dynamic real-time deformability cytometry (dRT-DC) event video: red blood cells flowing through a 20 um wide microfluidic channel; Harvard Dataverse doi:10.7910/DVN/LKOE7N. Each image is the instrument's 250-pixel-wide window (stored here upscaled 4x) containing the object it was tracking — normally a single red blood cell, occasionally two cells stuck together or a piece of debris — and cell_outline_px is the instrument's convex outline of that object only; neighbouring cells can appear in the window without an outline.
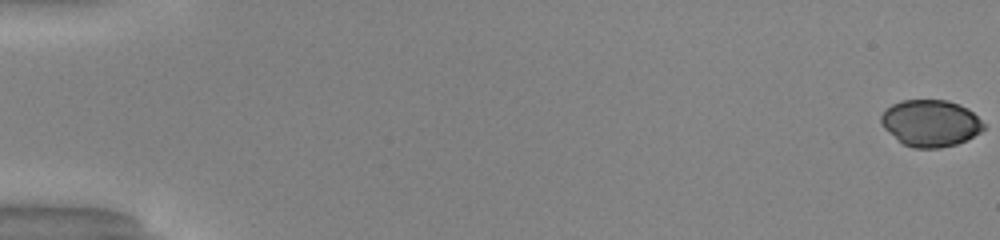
{"species": "common noctule bat (a hibernating species)", "species_latin": "Nyctalus noctula", "temperature_condition": "warm", "stored_images_in_passage": 52, "camera_frame_rate_fps": 3000, "um_per_image_px": 0.085, "animal": {"sex": "male", "body_mass_g": 20.0, "forearm_length_mm": 53.3}, "frame": {"image": 1, "passage_image": 1, "time_ms": 0.0, "image_size_px": [1000, 240], "cell_outline_px": [[984, 128], [980, 132], [956, 144], [940, 148], [912, 148], [904, 144], [884, 128], [880, 120], [880, 116], [884, 108], [900, 100], [948, 100], [968, 108], [984, 124]], "centroid_in_image_um": [79.06, 10.45], "position_along_channel_um": 5.9, "area_um2": 27.8}}
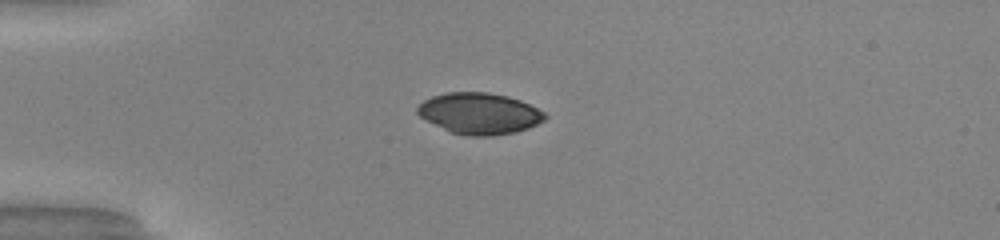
{"frame": {"image": 2, "passage_image": 15, "time_ms": 4.667, "image_size_px": [1000, 240], "cell_outline_px": [[548, 116], [544, 120], [528, 128], [516, 132], [492, 136], [468, 136], [448, 132], [424, 120], [416, 112], [416, 108], [424, 100], [432, 96], [448, 92], [488, 92], [508, 96], [520, 100], [544, 112]], "centroid_in_image_um": [40.72, 9.65], "position_along_channel_um": 44.3, "area_um2": 30.87}}